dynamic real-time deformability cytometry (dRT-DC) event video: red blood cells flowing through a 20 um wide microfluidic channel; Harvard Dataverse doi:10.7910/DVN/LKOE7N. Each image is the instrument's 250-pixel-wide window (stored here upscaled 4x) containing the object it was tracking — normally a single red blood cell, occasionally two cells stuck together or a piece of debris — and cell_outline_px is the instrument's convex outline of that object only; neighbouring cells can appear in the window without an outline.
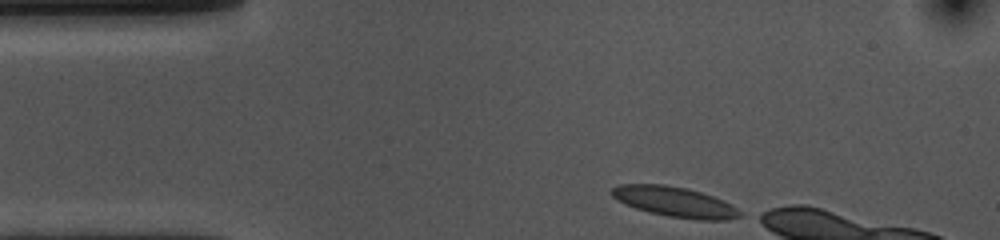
{"species": "common noctule bat (a hibernating species)", "species_latin": "Nyctalus noctula", "temperature_condition": "cold", "stored_images_in_passage": 6, "camera_frame_rate_fps": 3000, "um_per_image_px": 0.085, "animal": {"sex": "female", "body_mass_g": 10.0, "forearm_length_mm": 53.1}, "frame": {"image": 1, "passage_image": 1, "time_ms": 0.0, "image_size_px": [1000, 240], "cell_outline_px": [[740, 216], [724, 220], [696, 220], [668, 216], [636, 208], [612, 196], [612, 188], [620, 184], [664, 184], [688, 188], [724, 200], [736, 208], [740, 212]], "centroid_in_image_um": [57.38, 17.15], "position_along_channel_um": 27.6, "area_um2": 22.14}}